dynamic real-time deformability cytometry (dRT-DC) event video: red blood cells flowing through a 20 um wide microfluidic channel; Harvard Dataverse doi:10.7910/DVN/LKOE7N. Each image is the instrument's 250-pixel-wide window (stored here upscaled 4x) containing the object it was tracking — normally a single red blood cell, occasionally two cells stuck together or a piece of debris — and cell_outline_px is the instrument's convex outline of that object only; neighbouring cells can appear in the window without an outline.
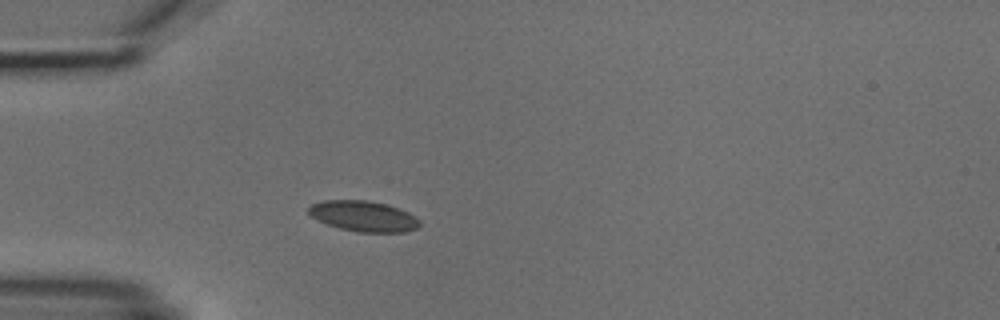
{"species": "common noctule bat (a hibernating species)", "species_latin": "Nyctalus noctula", "temperature_condition": "cold", "stored_images_in_passage": 3, "camera_frame_rate_fps": 3000, "um_per_image_px": 0.085, "animal": {"sex": "male", "body_mass_g": 18.8}, "frame": {"image": 1, "passage_image": 3, "time_ms": 2.333, "image_size_px": [1000, 320], "cell_outline_px": [[420, 224], [416, 228], [404, 232], [360, 232], [340, 228], [328, 224], [312, 216], [308, 212], [308, 208], [312, 204], [320, 200], [368, 200], [384, 204], [408, 212], [420, 220]], "centroid_in_image_um": [30.89, 18.37], "position_along_channel_um": 54.1, "area_um2": 19.54}}